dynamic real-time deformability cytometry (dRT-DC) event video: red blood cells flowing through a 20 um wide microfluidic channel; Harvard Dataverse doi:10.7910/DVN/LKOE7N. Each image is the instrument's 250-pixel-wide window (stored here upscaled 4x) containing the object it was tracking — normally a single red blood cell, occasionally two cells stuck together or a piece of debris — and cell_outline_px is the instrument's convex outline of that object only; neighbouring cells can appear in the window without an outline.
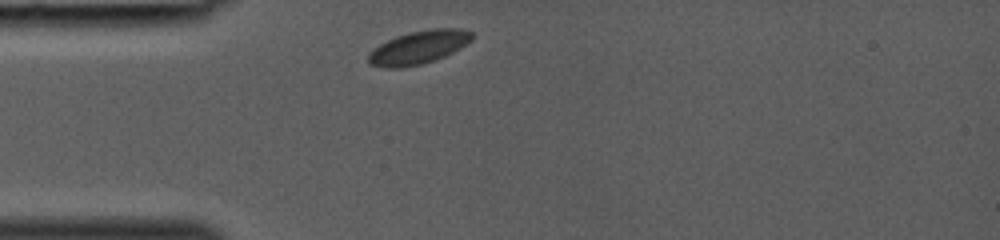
{"species": "common noctule bat (a hibernating species)", "species_latin": "Nyctalus noctula", "temperature_condition": "room temperature", "stored_images_in_passage": 25, "camera_frame_rate_fps": 3000, "um_per_image_px": 0.085, "animal": {"sex": "female", "body_mass_g": 19.0, "forearm_length_mm": 53.3}, "frame": {"image": 1, "passage_image": 1, "time_ms": 0.0, "image_size_px": [1000, 240], "cell_outline_px": [[472, 40], [460, 48], [436, 60], [420, 64], [400, 68], [384, 68], [368, 64], [368, 52], [380, 44], [396, 36], [412, 32], [432, 28], [460, 28], [472, 32]], "centroid_in_image_um": [35.56, 4.03], "position_along_channel_um": 49.4, "area_um2": 20.06}}
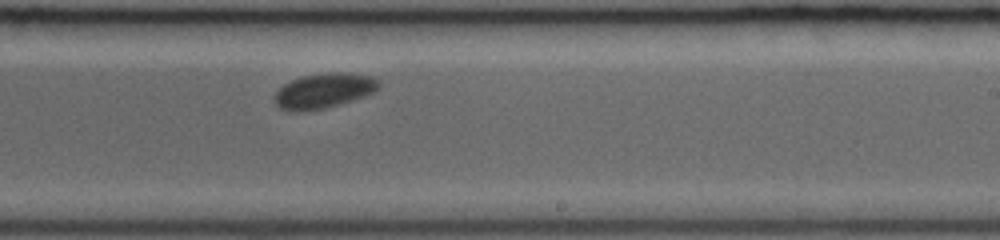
{"frame": {"image": 2, "passage_image": 15, "time_ms": 4.667, "image_size_px": [1000, 240], "cell_outline_px": [[380, 84], [372, 92], [364, 96], [324, 108], [292, 112], [280, 108], [276, 104], [276, 92], [284, 84], [292, 80], [304, 76], [328, 72], [340, 72], [372, 76], [380, 80]], "centroid_in_image_um": [27.53, 7.7], "position_along_channel_um": 261.5, "area_um2": 20.75}}
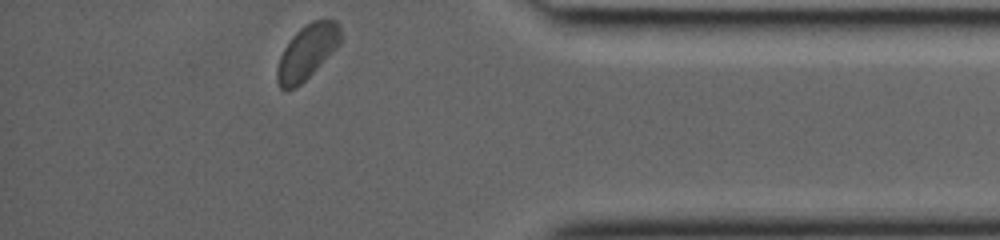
{"frame": {"image": 3, "passage_image": 25, "time_ms": 8.0, "image_size_px": [1000, 240], "cell_outline_px": [[344, 36], [340, 44], [300, 84], [288, 92], [284, 92], [280, 88], [276, 80], [276, 68], [280, 56], [284, 48], [292, 36], [300, 28], [312, 20], [336, 20], [340, 24]], "centroid_in_image_um": [26.1, 4.41], "position_along_channel_um": 409.1, "area_um2": 20.35}}